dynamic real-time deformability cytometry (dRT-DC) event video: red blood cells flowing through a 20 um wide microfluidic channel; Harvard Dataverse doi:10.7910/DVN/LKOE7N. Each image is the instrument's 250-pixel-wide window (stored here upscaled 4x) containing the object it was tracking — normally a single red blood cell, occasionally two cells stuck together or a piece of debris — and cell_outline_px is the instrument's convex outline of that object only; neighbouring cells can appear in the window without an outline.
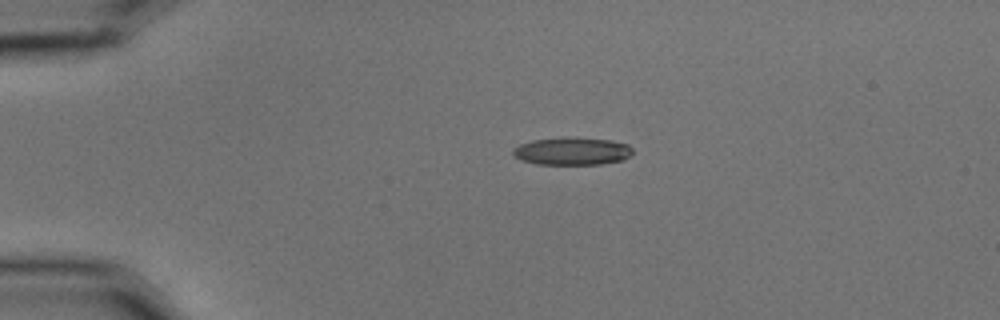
{"species": "common noctule bat (a hibernating species)", "species_latin": "Nyctalus noctula", "temperature_condition": "cold", "stored_images_in_passage": 6, "camera_frame_rate_fps": 3000, "um_per_image_px": 0.085, "animal": {"sex": "male", "body_mass_g": 15.6}, "frame": {"image": 1, "passage_image": 3, "time_ms": 0.667, "image_size_px": [1000, 320], "cell_outline_px": [[632, 152], [624, 160], [600, 164], [536, 164], [520, 160], [512, 156], [512, 148], [520, 144], [532, 140], [564, 136], [568, 136], [612, 140], [628, 144], [632, 148]], "centroid_in_image_um": [48.59, 12.83], "position_along_channel_um": 36.4, "area_um2": 19.71}}
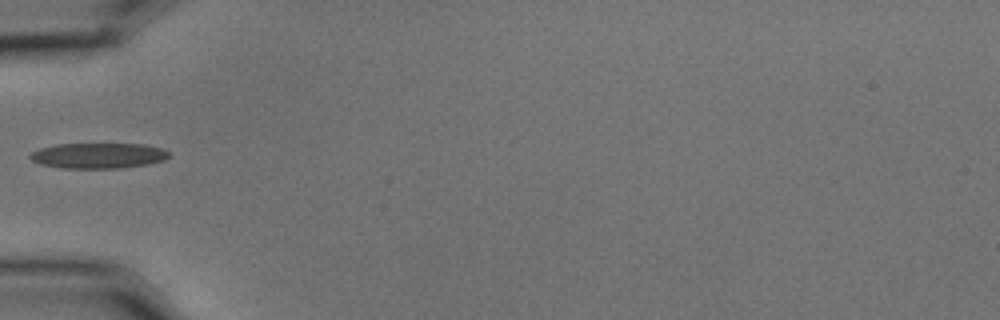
{"frame": {"image": 2, "passage_image": 5, "time_ms": 1.333, "image_size_px": [1000, 320], "cell_outline_px": [[172, 156], [164, 160], [148, 164], [116, 168], [64, 168], [40, 164], [32, 160], [28, 156], [32, 152], [40, 148], [56, 144], [144, 144], [160, 148], [168, 152]], "centroid_in_image_um": [8.35, 13.22], "position_along_channel_um": 76.6, "area_um2": 20.52}}